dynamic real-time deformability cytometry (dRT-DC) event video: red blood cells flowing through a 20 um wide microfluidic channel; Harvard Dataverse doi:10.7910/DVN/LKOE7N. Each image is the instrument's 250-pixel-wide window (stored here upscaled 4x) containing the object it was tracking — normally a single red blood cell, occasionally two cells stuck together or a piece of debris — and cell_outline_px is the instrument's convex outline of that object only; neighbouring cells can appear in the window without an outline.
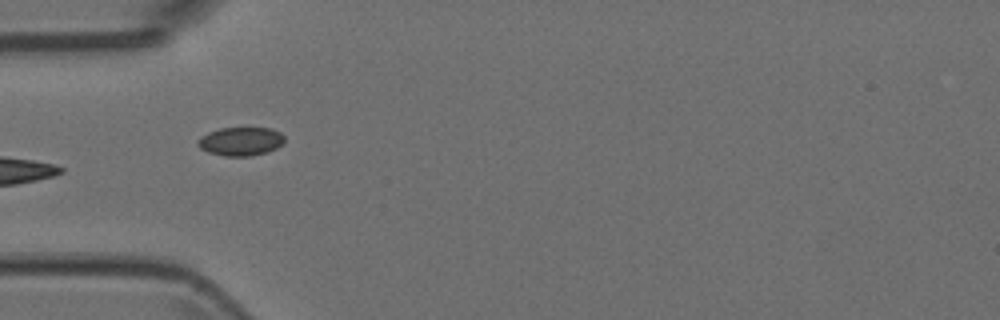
{"species": "Egyptian fruit bat (a non-hibernating species)", "species_latin": "Rousettus aegyptiacus", "temperature_condition": "room temperature", "stored_images_in_passage": 7, "camera_frame_rate_fps": 3000, "um_per_image_px": 0.085, "animal": {"sex": "female"}, "frame": {"image": 1, "passage_image": 5, "time_ms": 1.333, "image_size_px": [1000, 320], "cell_outline_px": [[284, 140], [276, 148], [268, 152], [252, 156], [224, 156], [208, 152], [200, 148], [196, 144], [196, 140], [200, 136], [208, 132], [220, 128], [268, 128], [280, 132], [284, 136]], "centroid_in_image_um": [20.41, 12.02], "position_along_channel_um": 64.6, "area_um2": 14.51}}
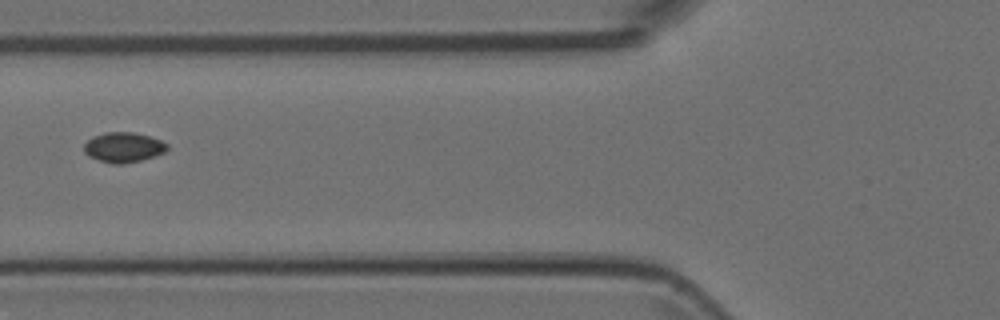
{"frame": {"image": 2, "passage_image": 6, "time_ms": 1.667, "image_size_px": [1000, 320], "cell_outline_px": [[168, 148], [164, 152], [140, 160], [124, 164], [112, 164], [88, 156], [84, 152], [84, 144], [92, 136], [104, 132], [132, 132], [148, 136], [160, 140], [168, 144]], "centroid_in_image_um": [10.46, 12.51], "position_along_channel_um": 115.3, "area_um2": 14.45}}
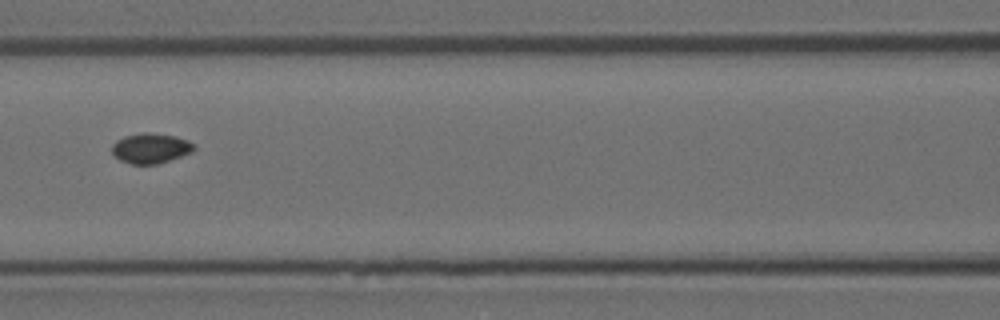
{"frame": {"image": 3, "passage_image": 7, "time_ms": 2.0, "image_size_px": [1000, 320], "cell_outline_px": [[196, 148], [192, 152], [156, 164], [132, 164], [120, 160], [112, 152], [112, 144], [116, 140], [124, 136], [144, 132], [148, 132], [176, 136], [188, 140], [196, 144]], "centroid_in_image_um": [12.82, 12.58], "position_along_channel_um": 153.8, "area_um2": 14.39}}